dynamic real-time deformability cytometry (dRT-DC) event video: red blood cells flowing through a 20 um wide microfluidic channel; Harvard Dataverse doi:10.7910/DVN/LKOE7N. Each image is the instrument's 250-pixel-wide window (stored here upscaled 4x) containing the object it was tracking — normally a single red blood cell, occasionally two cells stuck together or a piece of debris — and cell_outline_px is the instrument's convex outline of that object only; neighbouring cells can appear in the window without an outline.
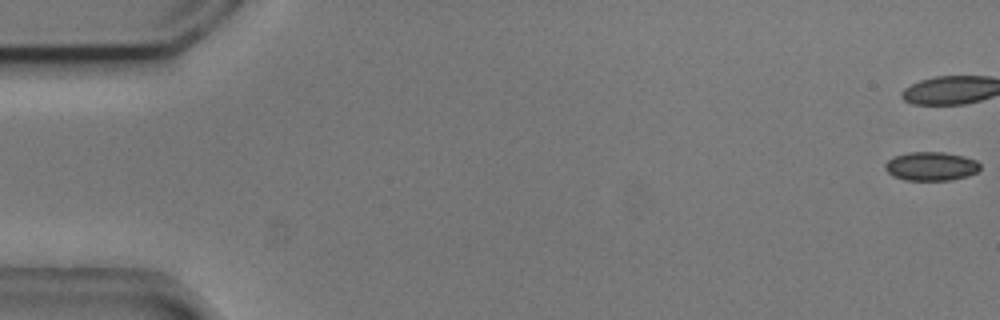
{"species": "common noctule bat (a hibernating species)", "species_latin": "Nyctalus noctula", "temperature_condition": "cold", "stored_images_in_passage": 6, "camera_frame_rate_fps": 3000, "um_per_image_px": 0.085, "animal": {"sex": "male", "body_mass_g": 20.5, "forearm_length_mm": 52.5}, "frame": {"image": 1, "passage_image": 1, "time_ms": 0.0, "image_size_px": [1000, 320], "cell_outline_px": [[980, 168], [976, 172], [968, 176], [952, 180], [904, 180], [892, 176], [884, 168], [884, 164], [892, 156], [908, 152], [944, 152], [964, 156], [976, 160], [980, 164]], "centroid_in_image_um": [79.12, 14.13], "position_along_channel_um": 5.9, "area_um2": 16.13}}